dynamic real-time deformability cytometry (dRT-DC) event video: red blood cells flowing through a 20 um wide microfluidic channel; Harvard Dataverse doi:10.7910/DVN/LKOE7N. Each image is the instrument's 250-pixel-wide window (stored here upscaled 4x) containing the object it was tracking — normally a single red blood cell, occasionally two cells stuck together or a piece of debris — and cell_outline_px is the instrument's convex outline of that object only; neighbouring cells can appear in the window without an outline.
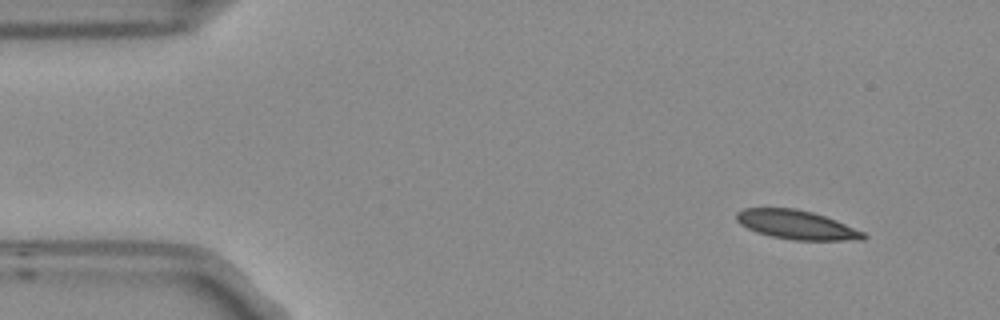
{"species": "Egyptian fruit bat (a non-hibernating species)", "species_latin": "Rousettus aegyptiacus", "temperature_condition": "room temperature", "stored_images_in_passage": 3, "camera_frame_rate_fps": 3000, "um_per_image_px": 0.085, "frame": {"image": 1, "passage_image": 1, "time_ms": 0.0, "image_size_px": [1000, 320], "cell_outline_px": [[868, 236], [864, 240], [792, 240], [772, 236], [756, 232], [740, 224], [736, 220], [736, 212], [744, 208], [796, 208], [812, 212], [836, 220], [864, 232]], "centroid_in_image_um": [67.71, 19.11], "position_along_channel_um": 17.3, "area_um2": 21.44}}
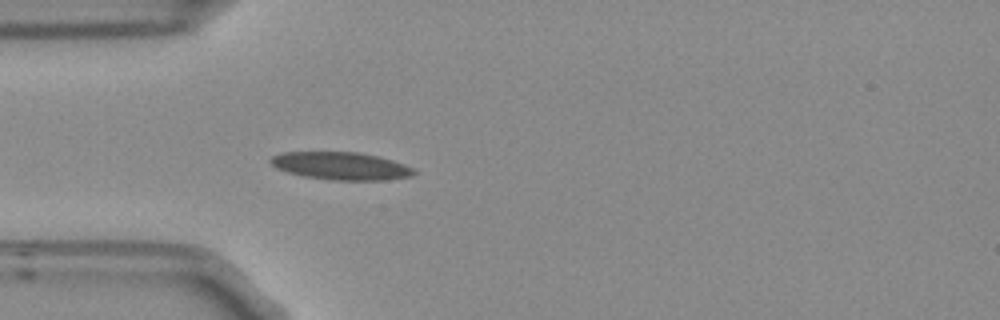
{"frame": {"image": 2, "passage_image": 3, "time_ms": 0.667, "image_size_px": [1000, 320], "cell_outline_px": [[416, 172], [412, 176], [384, 180], [332, 180], [304, 176], [288, 172], [276, 168], [268, 160], [272, 156], [284, 152], [360, 152], [380, 156], [404, 164], [412, 168]], "centroid_in_image_um": [28.98, 14.1], "position_along_channel_um": 56.0, "area_um2": 23.12}}